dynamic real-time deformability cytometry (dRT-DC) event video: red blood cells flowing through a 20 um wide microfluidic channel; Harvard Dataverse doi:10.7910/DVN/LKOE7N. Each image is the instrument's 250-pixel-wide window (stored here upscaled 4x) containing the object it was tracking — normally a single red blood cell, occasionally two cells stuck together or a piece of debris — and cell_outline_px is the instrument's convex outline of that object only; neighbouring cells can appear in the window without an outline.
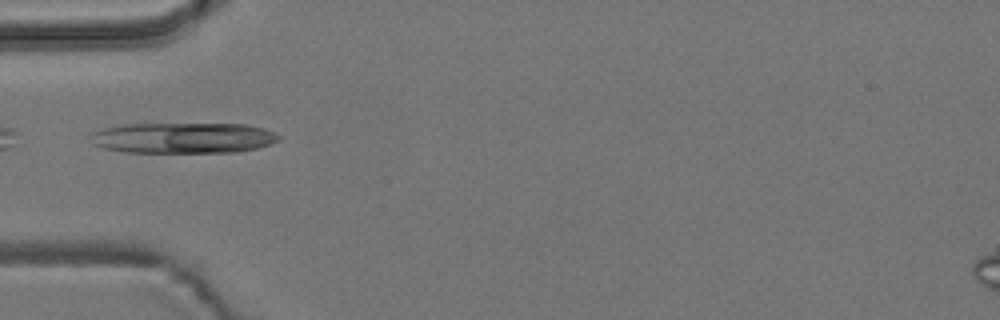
{"species": "common noctule bat (a hibernating species)", "species_latin": "Nyctalus noctula", "temperature_condition": "room temperature", "stored_images_in_passage": 5, "camera_frame_rate_fps": 3000, "um_per_image_px": 0.085, "animal": {"sex": "male", "body_mass_g": 19.2, "forearm_length_mm": 51.8}, "frame": {"image": 1, "passage_image": 5, "time_ms": 5.667, "image_size_px": [1000, 320], "cell_outline_px": [[280, 140], [256, 148], [236, 152], [124, 152], [104, 148], [92, 144], [88, 136], [92, 132], [100, 128], [120, 124], [244, 124], [264, 128], [280, 136]], "centroid_in_image_um": [15.48, 11.71], "position_along_channel_um": 69.5, "area_um2": 33.87}}